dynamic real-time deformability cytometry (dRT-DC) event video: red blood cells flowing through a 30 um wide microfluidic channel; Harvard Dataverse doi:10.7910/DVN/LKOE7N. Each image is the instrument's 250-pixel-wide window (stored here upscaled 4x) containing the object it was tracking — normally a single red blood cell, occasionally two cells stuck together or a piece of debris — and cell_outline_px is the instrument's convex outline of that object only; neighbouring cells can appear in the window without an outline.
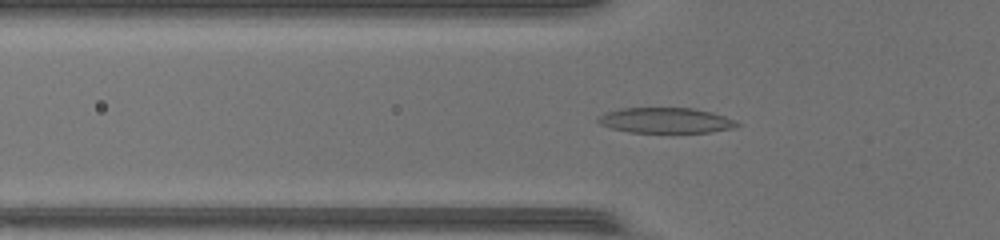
{"species": "common noctule bat (a hibernating species)", "species_latin": "Nyctalus noctula", "temperature_condition": "warm", "stored_images_in_passage": 48, "camera_frame_rate_fps": 3000, "um_per_image_px": 0.085, "animal": {"sex": "female", "body_mass_g": 17.0, "forearm_length_mm": 48.0}, "frame": {"image": 1, "passage_image": 17, "time_ms": 5.333, "image_size_px": [1000, 240], "cell_outline_px": [[740, 124], [732, 128], [708, 132], [628, 132], [612, 128], [600, 124], [596, 120], [600, 116], [608, 112], [620, 108], [692, 108], [724, 116]], "centroid_in_image_um": [56.53, 10.23], "position_along_channel_um": 69.3, "area_um2": 20.11}}
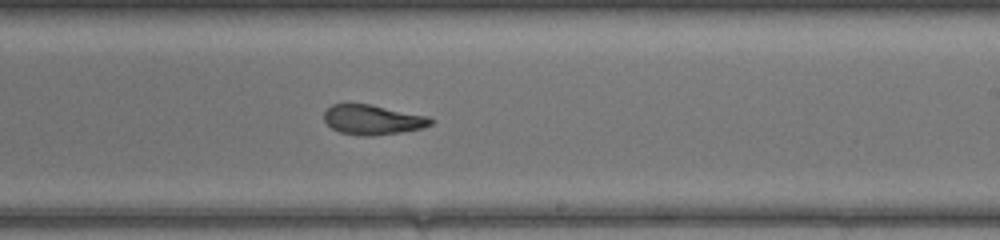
{"frame": {"image": 2, "passage_image": 30, "time_ms": 9.667, "image_size_px": [1000, 240], "cell_outline_px": [[436, 120], [432, 124], [424, 128], [400, 132], [372, 136], [360, 136], [340, 132], [332, 128], [324, 120], [324, 112], [332, 104], [372, 104], [428, 116]], "centroid_in_image_um": [31.72, 10.18], "position_along_channel_um": 257.3, "area_um2": 18.67}}
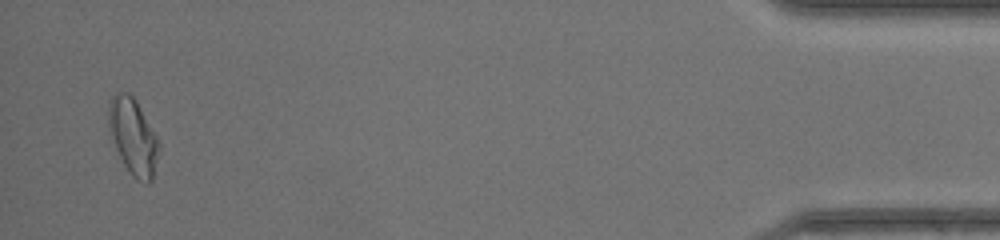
{"frame": {"image": 3, "passage_image": 47, "time_ms": 15.333, "image_size_px": [1000, 240], "cell_outline_px": [[160, 148], [152, 180], [148, 184], [144, 184], [136, 180], [132, 176], [124, 164], [116, 148], [108, 128], [108, 104], [112, 96], [116, 92], [128, 92], [136, 100], [156, 136], [160, 144]], "centroid_in_image_um": [11.31, 11.62], "position_along_channel_um": 423.9, "area_um2": 22.31}, "authors_computed_cell_mechanics": {"area_um2": 19.7098, "velocity_mm_per_s": 4.3478, "shape_relaxation_time_tau1_ms": 11.1236, "shape_relaxation_time_tau2_ms": 1.8411, "deformation_change_tau1": 0.3534, "deformation_change_tau2": 0.0984}}